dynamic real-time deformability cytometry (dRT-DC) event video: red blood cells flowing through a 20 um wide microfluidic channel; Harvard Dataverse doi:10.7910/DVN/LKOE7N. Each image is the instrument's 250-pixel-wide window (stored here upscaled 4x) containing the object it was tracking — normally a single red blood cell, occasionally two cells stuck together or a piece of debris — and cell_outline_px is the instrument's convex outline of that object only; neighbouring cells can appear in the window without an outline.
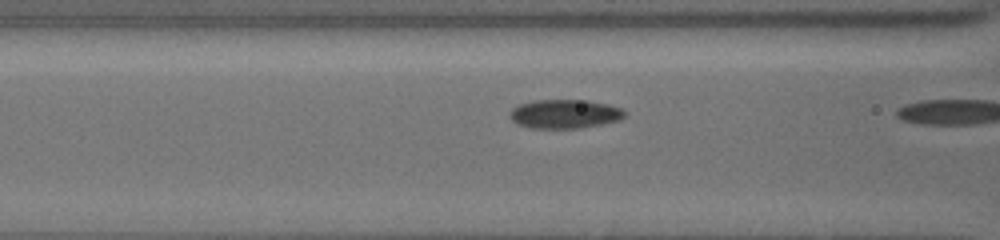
{"species": "common noctule bat (a hibernating species)", "species_latin": "Nyctalus noctula", "temperature_condition": "cold", "stored_images_in_passage": 15, "camera_frame_rate_fps": 3000, "um_per_image_px": 0.085, "animal": {"sex": "female", "body_mass_g": 19.5, "forearm_length_mm": 54.1}, "frame": {"image": 1, "passage_image": 13, "time_ms": 3.0, "image_size_px": [1000, 240], "cell_outline_px": [[624, 116], [620, 120], [580, 128], [532, 128], [516, 124], [508, 116], [512, 108], [520, 104], [536, 100], [588, 100], [608, 104], [620, 108], [624, 112]], "centroid_in_image_um": [47.96, 9.68], "position_along_channel_um": 118.6, "area_um2": 19.31}}